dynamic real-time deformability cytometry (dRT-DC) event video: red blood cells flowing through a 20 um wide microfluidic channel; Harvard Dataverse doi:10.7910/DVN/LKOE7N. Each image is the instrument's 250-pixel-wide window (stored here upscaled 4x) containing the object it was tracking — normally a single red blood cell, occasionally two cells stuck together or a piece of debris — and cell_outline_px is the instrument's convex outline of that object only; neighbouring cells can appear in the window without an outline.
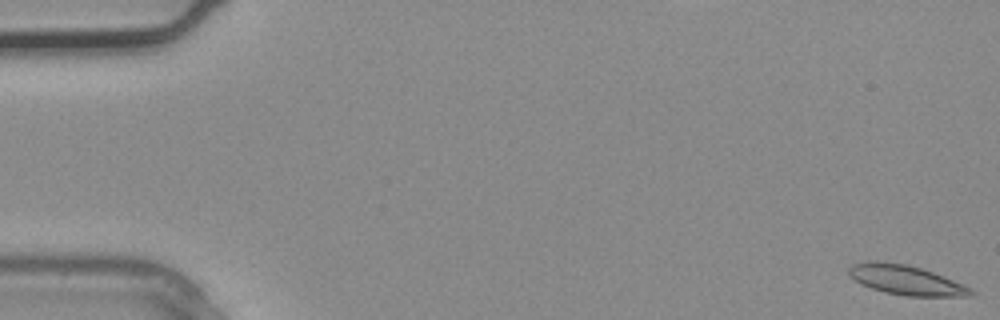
{"species": "common noctule bat (a hibernating species)", "species_latin": "Nyctalus noctula", "temperature_condition": "warm", "stored_images_in_passage": 4, "camera_frame_rate_fps": 3000, "um_per_image_px": 0.085, "animal": {"sex": "male", "body_mass_g": 20.4}, "frame": {"image": 1, "passage_image": 1, "time_ms": 0.0, "image_size_px": [1000, 320], "cell_outline_px": [[976, 292], [972, 296], [908, 296], [884, 292], [860, 284], [848, 276], [848, 268], [852, 264], [868, 260], [876, 260], [904, 264], [920, 268], [944, 276], [964, 284], [972, 288]], "centroid_in_image_um": [76.99, 23.8], "position_along_channel_um": 8.0, "area_um2": 21.27}}
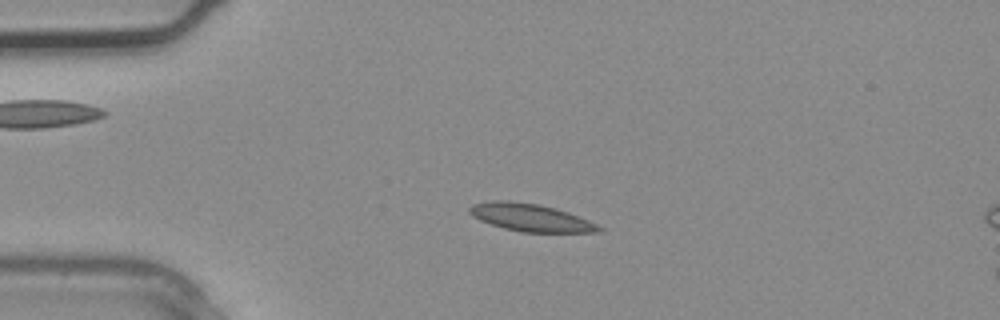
{"frame": {"image": 2, "passage_image": 3, "time_ms": 0.667, "image_size_px": [1000, 320], "cell_outline_px": [[604, 228], [600, 232], [520, 232], [504, 228], [480, 220], [472, 216], [468, 212], [468, 208], [472, 204], [492, 200], [508, 200], [540, 204], [556, 208], [568, 212], [588, 220]], "centroid_in_image_um": [45.08, 18.48], "position_along_channel_um": 39.9, "area_um2": 20.87}}